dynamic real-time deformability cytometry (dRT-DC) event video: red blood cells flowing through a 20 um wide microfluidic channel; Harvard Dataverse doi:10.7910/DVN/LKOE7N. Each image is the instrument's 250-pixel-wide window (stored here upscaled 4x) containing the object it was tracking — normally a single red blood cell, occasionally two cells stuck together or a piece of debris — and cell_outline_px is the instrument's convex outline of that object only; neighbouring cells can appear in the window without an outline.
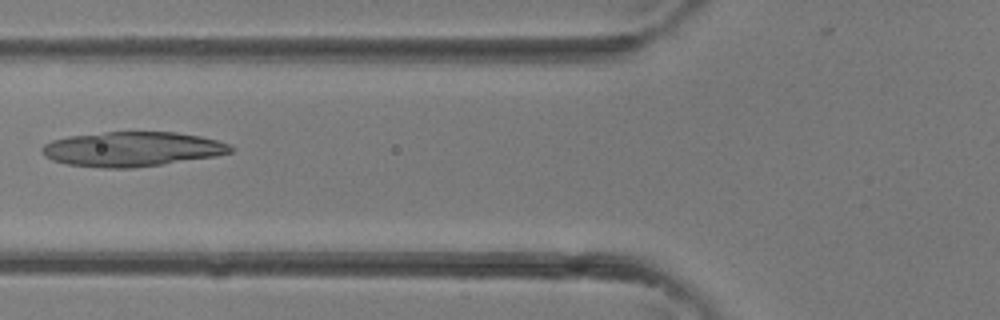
{"species": "common noctule bat (a hibernating species)", "species_latin": "Nyctalus noctula", "temperature_condition": "room temperature", "stored_images_in_passage": 4, "camera_frame_rate_fps": 3000, "um_per_image_px": 0.085, "animal": {"sex": "female"}, "frame": {"image": 1, "passage_image": 4, "time_ms": 1.0, "image_size_px": [1000, 320], "cell_outline_px": [[236, 148], [232, 152], [216, 156], [132, 168], [100, 168], [68, 164], [52, 160], [44, 156], [40, 152], [40, 148], [44, 144], [52, 140], [68, 136], [104, 132], [176, 132], [200, 136], [216, 140], [228, 144]], "centroid_in_image_um": [11.2, 12.67], "position_along_channel_um": 114.6, "area_um2": 38.15}}